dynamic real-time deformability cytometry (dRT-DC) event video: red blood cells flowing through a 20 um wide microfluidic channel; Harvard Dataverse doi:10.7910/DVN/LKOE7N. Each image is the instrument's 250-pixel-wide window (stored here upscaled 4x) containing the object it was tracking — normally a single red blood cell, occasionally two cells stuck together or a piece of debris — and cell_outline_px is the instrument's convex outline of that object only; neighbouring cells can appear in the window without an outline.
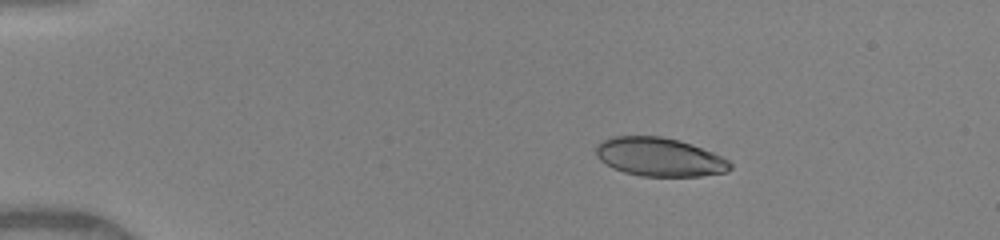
{"species": "human", "species_latin": "Homo sapiens", "temperature_condition": "warm", "stored_images_in_passage": 42, "camera_frame_rate_fps": 3000, "um_per_image_px": 0.085, "donor": {"sex": "female"}, "frame": {"image": 1, "passage_image": 1, "time_ms": 0.0, "image_size_px": [1000, 240], "cell_outline_px": [[732, 168], [728, 172], [700, 176], [640, 176], [624, 172], [612, 168], [600, 160], [596, 156], [596, 144], [608, 136], [660, 136], [680, 140], [692, 144], [712, 152], [728, 160], [732, 164]], "centroid_in_image_um": [56.03, 13.34], "position_along_channel_um": 29.0, "area_um2": 30.46}}
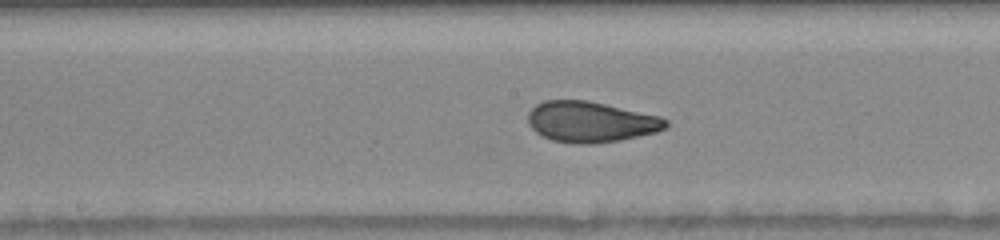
{"frame": {"image": 2, "passage_image": 19, "time_ms": 6.0, "image_size_px": [1000, 240], "cell_outline_px": [[668, 124], [664, 128], [656, 132], [620, 140], [592, 144], [576, 144], [552, 140], [540, 136], [528, 124], [528, 112], [536, 104], [544, 100], [588, 100], [660, 116], [668, 120]], "centroid_in_image_um": [50.18, 10.36], "position_along_channel_um": 198.0, "area_um2": 32.83}}
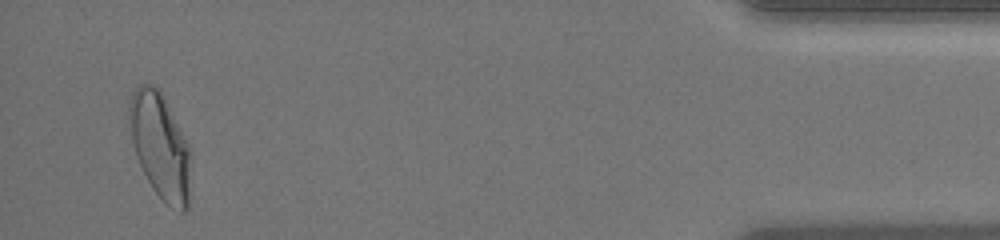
{"frame": {"image": 3, "passage_image": 40, "time_ms": 13.0, "image_size_px": [1000, 240], "cell_outline_px": [[192, 156], [188, 208], [184, 212], [180, 212], [168, 204], [152, 188], [136, 156], [132, 140], [128, 108], [128, 104], [132, 92], [140, 84], [152, 84], [160, 88], [192, 152]], "centroid_in_image_um": [13.64, 12.39], "position_along_channel_um": 421.6, "area_um2": 37.97}, "authors_computed_cell_mechanics": {"area_um2": 32.5992, "velocity_mm_per_s": 4.1136, "shape_relaxation_time_tau1_ms": 5.548, "shape_relaxation_time_tau2_ms": 0.762, "deformation_change_tau1": 0.2034, "deformation_change_tau2": 0.0614}}